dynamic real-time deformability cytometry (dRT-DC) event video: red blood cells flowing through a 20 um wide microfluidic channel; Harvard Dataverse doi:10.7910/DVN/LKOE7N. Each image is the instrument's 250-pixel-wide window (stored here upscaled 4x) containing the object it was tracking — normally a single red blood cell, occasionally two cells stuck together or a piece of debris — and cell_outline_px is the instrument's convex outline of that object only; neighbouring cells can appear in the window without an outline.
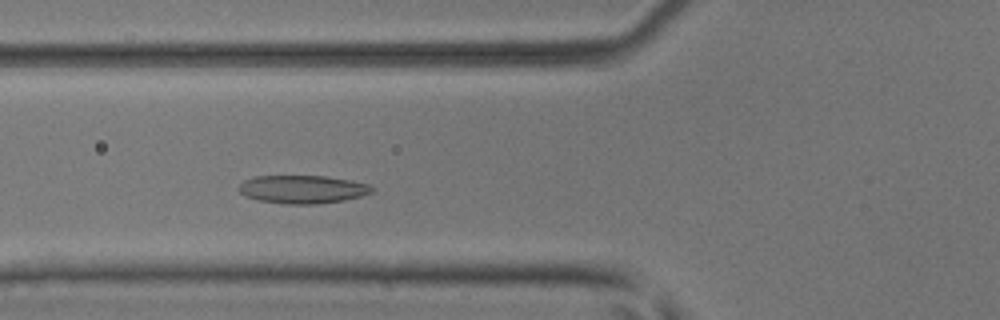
{"species": "common noctule bat (a hibernating species)", "species_latin": "Nyctalus noctula", "temperature_condition": "room temperature", "stored_images_in_passage": 48, "segment_of_instrument_passage": [1, 2], "camera_frame_rate_fps": 3000, "um_per_image_px": 0.085, "animal": {"sex": "male", "body_mass_g": 17.9, "forearm_length_mm": 54.2}, "frame": {"image": 1, "passage_image": 14, "time_ms": 4.333, "image_size_px": [1000, 320], "cell_outline_px": [[376, 188], [372, 192], [360, 196], [344, 200], [316, 204], [284, 204], [256, 200], [244, 196], [236, 188], [244, 180], [256, 176], [324, 176], [348, 180], [368, 184]], "centroid_in_image_um": [25.67, 16.1], "position_along_channel_um": 100.1, "area_um2": 21.91}}
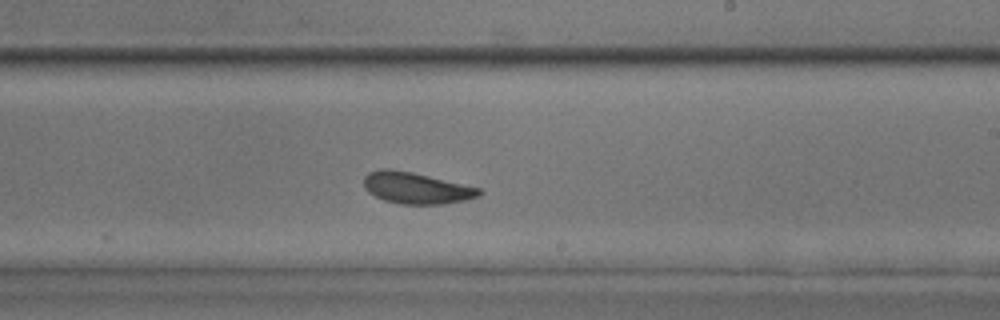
{"frame": {"image": 2, "passage_image": 26, "time_ms": 8.333, "image_size_px": [1000, 320], "cell_outline_px": [[480, 196], [464, 200], [444, 204], [400, 204], [384, 200], [368, 192], [364, 188], [364, 176], [368, 172], [380, 168], [388, 168], [412, 172], [480, 188]], "centroid_in_image_um": [35.33, 15.97], "position_along_channel_um": 253.7, "area_um2": 21.04}}
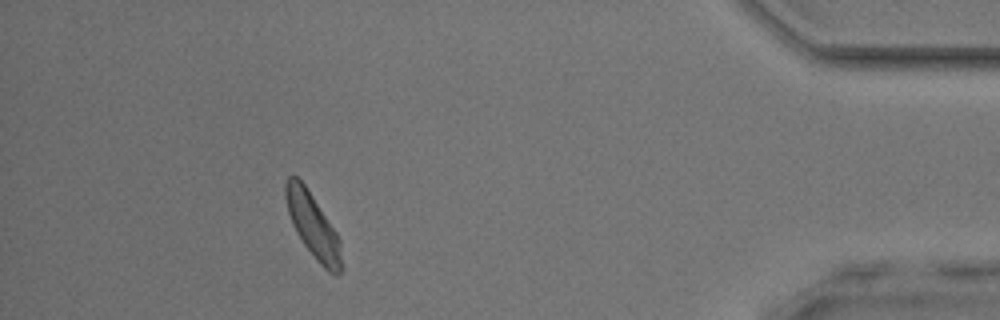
{"frame": {"image": 3, "passage_image": 42, "time_ms": 13.667, "image_size_px": [1000, 320], "cell_outline_px": [[344, 268], [336, 276], [328, 272], [320, 264], [304, 244], [296, 232], [292, 224], [288, 212], [284, 196], [284, 184], [288, 176], [296, 176], [304, 184], [336, 232], [340, 240]], "centroid_in_image_um": [26.61, 19.22], "position_along_channel_um": 408.6, "area_um2": 20.92}}